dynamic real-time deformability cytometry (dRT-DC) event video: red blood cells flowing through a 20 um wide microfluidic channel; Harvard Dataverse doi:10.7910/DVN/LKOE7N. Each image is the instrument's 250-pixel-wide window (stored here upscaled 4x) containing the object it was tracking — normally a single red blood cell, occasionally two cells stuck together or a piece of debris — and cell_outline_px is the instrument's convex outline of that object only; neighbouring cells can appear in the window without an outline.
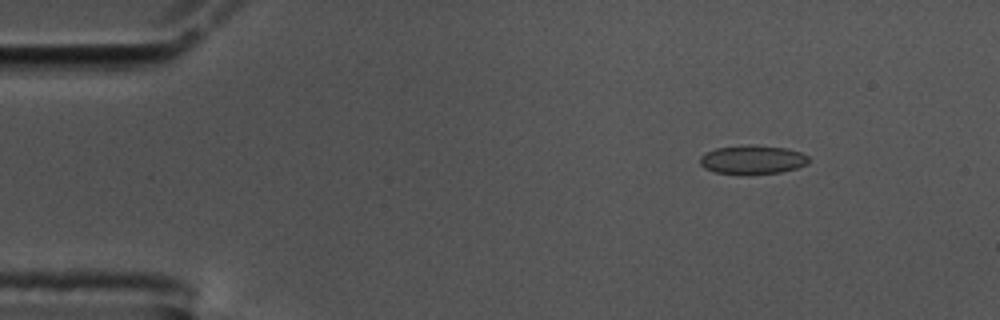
{"species": "common noctule bat (a hibernating species)", "species_latin": "Nyctalus noctula", "temperature_condition": "cold", "stored_images_in_passage": 52, "camera_frame_rate_fps": 3000, "um_per_image_px": 0.085, "animal": {"sex": "male", "body_mass_g": 17.5, "forearm_length_mm": 52.3}, "frame": {"image": 1, "passage_image": 3, "time_ms": 0.667, "image_size_px": [1000, 320], "cell_outline_px": [[808, 164], [796, 168], [780, 172], [748, 176], [740, 176], [712, 172], [704, 168], [700, 164], [700, 156], [704, 152], [716, 148], [748, 144], [752, 144], [788, 148], [800, 152], [808, 156]], "centroid_in_image_um": [63.91, 13.59], "position_along_channel_um": 21.1, "area_um2": 19.02}}
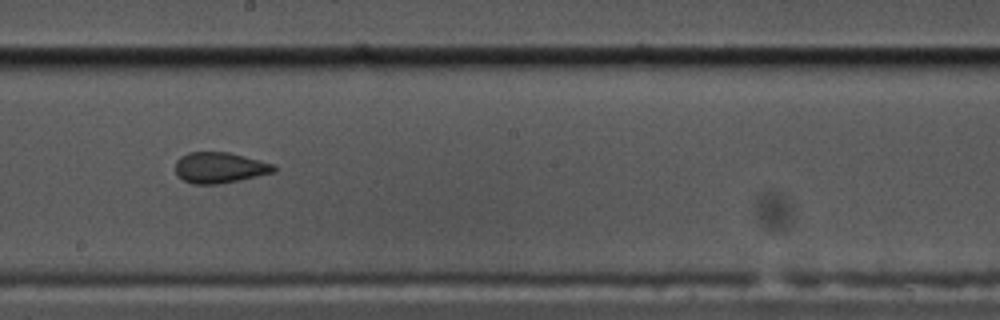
{"frame": {"image": 2, "passage_image": 27, "time_ms": 8.667, "image_size_px": [1000, 320], "cell_outline_px": [[276, 172], [240, 180], [220, 184], [192, 184], [184, 180], [176, 172], [176, 160], [180, 156], [188, 152], [228, 152], [260, 160], [272, 164], [276, 168]], "centroid_in_image_um": [18.67, 14.25], "position_along_channel_um": 229.5, "area_um2": 17.69}}
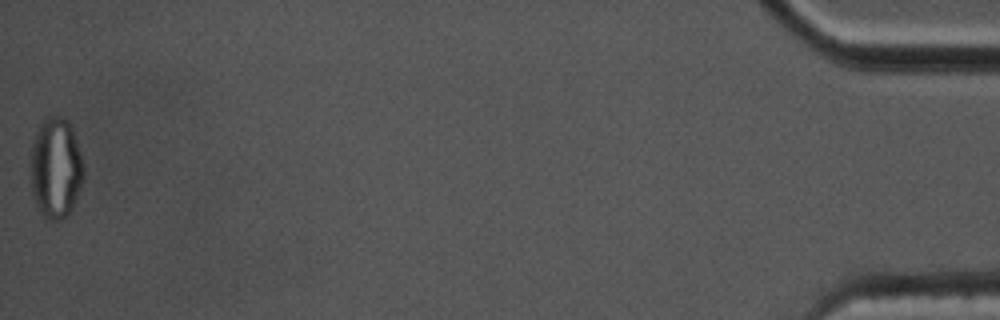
{"frame": {"image": 3, "passage_image": 52, "time_ms": 17.0, "image_size_px": [1000, 320], "cell_outline_px": [[84, 176], [72, 208], [60, 220], [52, 220], [44, 216], [36, 204], [32, 192], [32, 144], [36, 132], [44, 116], [60, 116], [68, 120], [72, 128], [80, 152], [84, 168]], "centroid_in_image_um": [4.75, 14.24], "position_along_channel_um": 430.4, "area_um2": 30.69}, "authors_computed_cell_mechanics": {"area_um2": 18.1492, "velocity_mm_per_s": 3.5771, "shape_relaxation_time_tau1_ms": null, "shape_relaxation_time_tau2_ms": 1.2634, "deformation_change_tau1": null, "deformation_change_tau2": 0.0683}}